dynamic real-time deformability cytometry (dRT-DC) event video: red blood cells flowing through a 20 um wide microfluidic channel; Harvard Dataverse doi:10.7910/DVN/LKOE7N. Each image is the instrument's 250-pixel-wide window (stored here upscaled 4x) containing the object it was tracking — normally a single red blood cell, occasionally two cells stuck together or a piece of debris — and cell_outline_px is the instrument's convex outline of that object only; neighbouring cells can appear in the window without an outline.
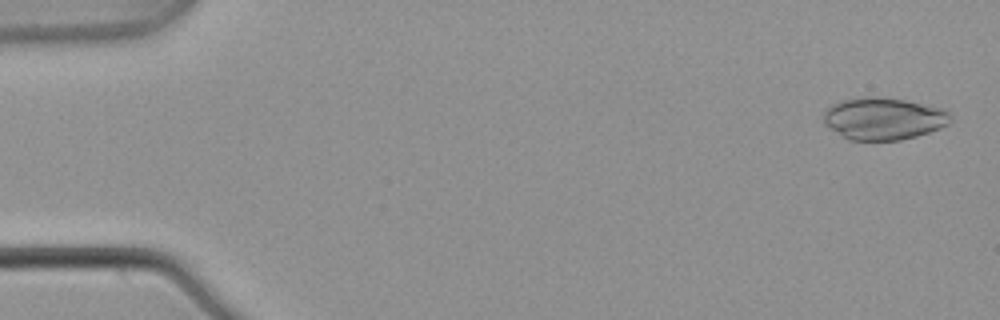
{"species": "common noctule bat (a hibernating species)", "species_latin": "Nyctalus noctula", "temperature_condition": "warm", "stored_images_in_passage": 7, "camera_frame_rate_fps": 3000, "um_per_image_px": 0.085, "animal": {"sex": "male", "body_mass_g": 21.5, "forearm_length_mm": 52.0}, "frame": {"image": 1, "passage_image": 1, "time_ms": 0.0, "image_size_px": [1000, 320], "cell_outline_px": [[952, 120], [948, 124], [940, 128], [916, 136], [900, 140], [848, 140], [824, 124], [824, 112], [832, 104], [840, 100], [868, 96], [876, 96], [904, 100], [948, 108]], "centroid_in_image_um": [75.13, 10.07], "position_along_channel_um": 9.9, "area_um2": 31.44}}
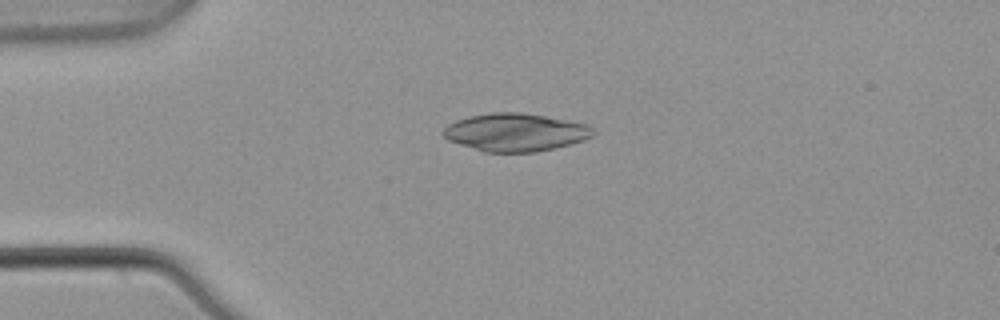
{"frame": {"image": 2, "passage_image": 4, "time_ms": 1.0, "image_size_px": [1000, 320], "cell_outline_px": [[596, 132], [592, 136], [584, 140], [536, 152], [484, 152], [448, 140], [440, 132], [448, 124], [456, 120], [468, 116], [492, 112], [520, 112], [568, 120], [588, 124]], "centroid_in_image_um": [43.79, 11.24], "position_along_channel_um": 41.2, "area_um2": 33.06}}
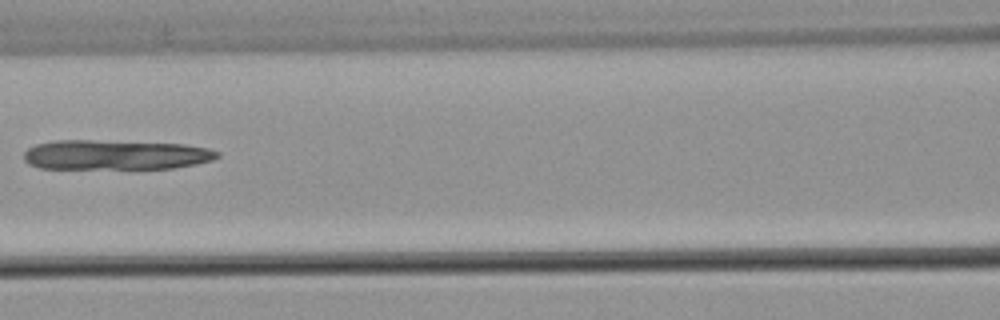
{"frame": {"image": 3, "passage_image": 7, "time_ms": 2.0, "image_size_px": [1000, 320], "cell_outline_px": [[220, 156], [212, 160], [196, 164], [176, 168], [40, 168], [28, 164], [24, 160], [24, 152], [28, 148], [36, 144], [56, 140], [88, 140], [184, 144], [208, 148], [220, 152]], "centroid_in_image_um": [9.82, 13.16], "position_along_channel_um": 156.8, "area_um2": 33.52}}